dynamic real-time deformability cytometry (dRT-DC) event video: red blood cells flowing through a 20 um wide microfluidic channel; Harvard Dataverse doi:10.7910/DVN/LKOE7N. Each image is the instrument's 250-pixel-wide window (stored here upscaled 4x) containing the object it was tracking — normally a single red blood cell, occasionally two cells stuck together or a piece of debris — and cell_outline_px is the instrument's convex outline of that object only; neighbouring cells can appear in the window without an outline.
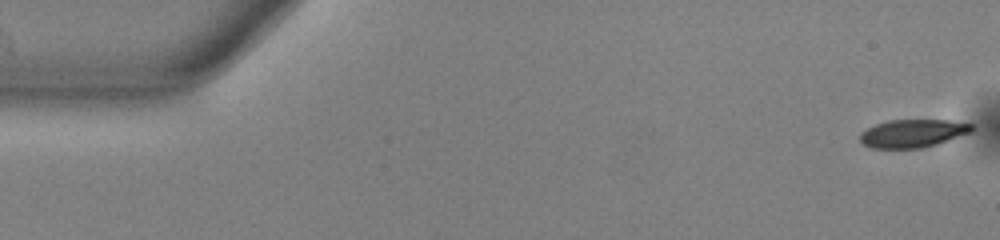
{"species": "common noctule bat (a hibernating species)", "species_latin": "Nyctalus noctula", "temperature_condition": "warm", "stored_images_in_passage": 54, "camera_frame_rate_fps": 3000, "um_per_image_px": 0.085, "animal": {"sex": "male", "body_mass_g": 13.0, "forearm_length_mm": 53.1}, "frame": {"image": 1, "passage_image": 1, "time_ms": 0.0, "image_size_px": [1000, 240], "cell_outline_px": [[972, 132], [936, 144], [920, 148], [872, 148], [864, 144], [860, 140], [860, 132], [876, 124], [888, 120], [948, 120], [972, 124]], "centroid_in_image_um": [77.57, 11.33], "position_along_channel_um": 7.4, "area_um2": 18.09}}
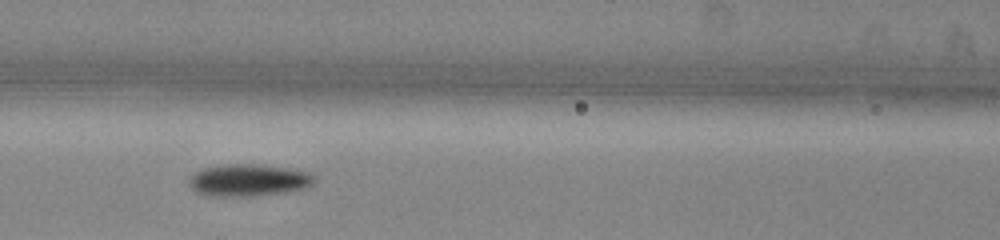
{"frame": {"image": 2, "passage_image": 23, "time_ms": 7.333, "image_size_px": [1000, 240], "cell_outline_px": [[316, 180], [312, 184], [304, 188], [284, 192], [252, 196], [204, 196], [196, 192], [192, 188], [188, 180], [196, 172], [204, 168], [224, 164], [264, 164], [288, 168], [308, 172], [316, 176]], "centroid_in_image_um": [21.13, 15.31], "position_along_channel_um": 145.5, "area_um2": 23.52}}
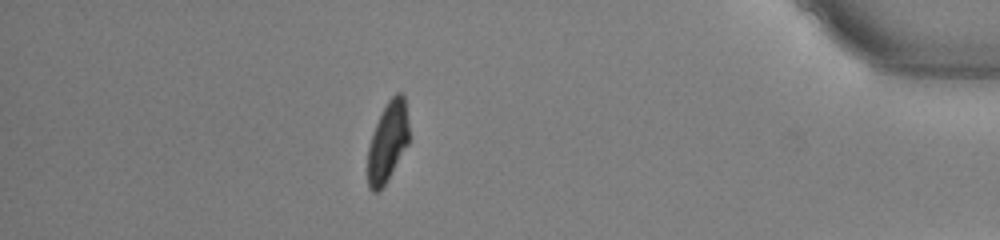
{"frame": {"image": 3, "passage_image": 47, "time_ms": 15.333, "image_size_px": [1000, 240], "cell_outline_px": [[408, 144], [388, 180], [376, 192], [372, 192], [368, 188], [368, 148], [376, 124], [388, 100], [396, 92], [400, 92], [404, 96], [408, 124]], "centroid_in_image_um": [32.95, 12.07], "position_along_channel_um": 402.2, "area_um2": 18.9}, "authors_computed_cell_mechanics": {"area_um2": 20.519, "velocity_mm_per_s": 3.8087, "shape_relaxation_time_tau1_ms": 2.7951, "shape_relaxation_time_tau2_ms": 7.9106, "deformation_change_tau1": 0.1235, "deformation_change_tau2": 0.123}}